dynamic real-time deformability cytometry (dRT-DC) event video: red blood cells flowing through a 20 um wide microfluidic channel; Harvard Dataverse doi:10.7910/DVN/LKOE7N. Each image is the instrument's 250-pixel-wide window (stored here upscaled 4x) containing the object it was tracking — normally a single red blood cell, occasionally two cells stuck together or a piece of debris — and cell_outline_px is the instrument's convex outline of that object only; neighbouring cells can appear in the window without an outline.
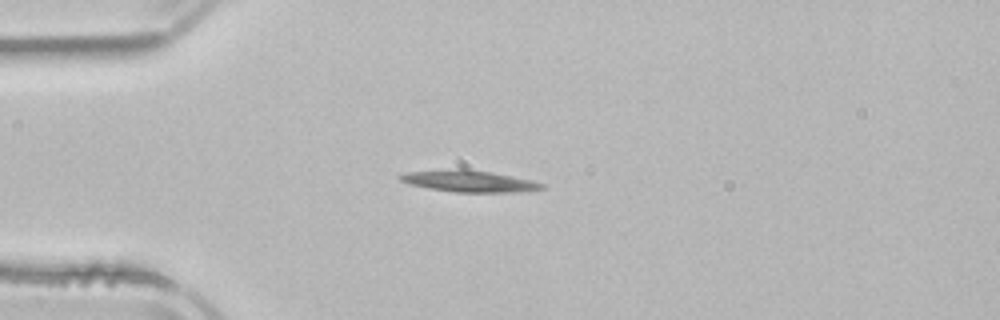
{"species": "common noctule bat (a hibernating species)", "species_latin": "Nyctalus noctula", "temperature_condition": "room temperature", "stored_images_in_passage": 3, "camera_frame_rate_fps": 3000, "um_per_image_px": 0.085, "animal": {"sex": "male", "body_mass_g": 21.5, "forearm_length_mm": 52.0}, "frame": {"image": 1, "passage_image": 2, "time_ms": 2.667, "image_size_px": [1000, 320], "cell_outline_px": [[544, 188], [520, 192], [456, 192], [428, 188], [408, 184], [400, 180], [396, 176], [408, 172], [456, 168], [460, 168], [492, 172], [532, 180], [544, 184]], "centroid_in_image_um": [39.85, 15.39], "position_along_channel_um": 45.2, "area_um2": 17.86}}
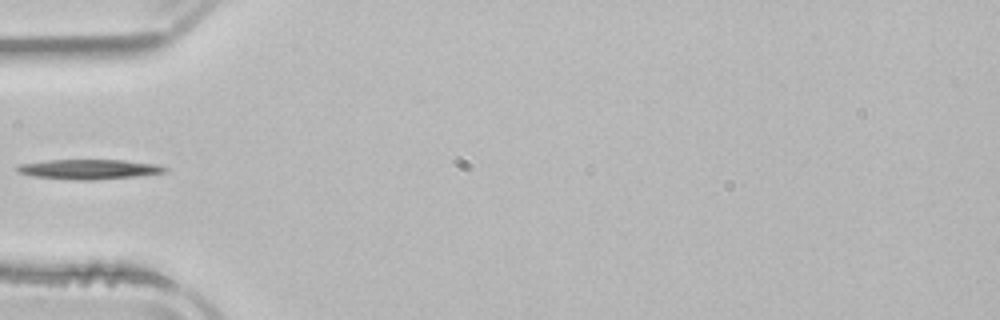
{"frame": {"image": 2, "passage_image": 3, "time_ms": 4.0, "image_size_px": [1000, 320], "cell_outline_px": [[168, 168], [164, 172], [136, 176], [96, 180], [76, 180], [32, 176], [16, 172], [12, 168], [16, 164], [48, 160], [124, 160], [156, 164]], "centroid_in_image_um": [7.45, 14.38], "position_along_channel_um": 77.6, "area_um2": 17.22}}